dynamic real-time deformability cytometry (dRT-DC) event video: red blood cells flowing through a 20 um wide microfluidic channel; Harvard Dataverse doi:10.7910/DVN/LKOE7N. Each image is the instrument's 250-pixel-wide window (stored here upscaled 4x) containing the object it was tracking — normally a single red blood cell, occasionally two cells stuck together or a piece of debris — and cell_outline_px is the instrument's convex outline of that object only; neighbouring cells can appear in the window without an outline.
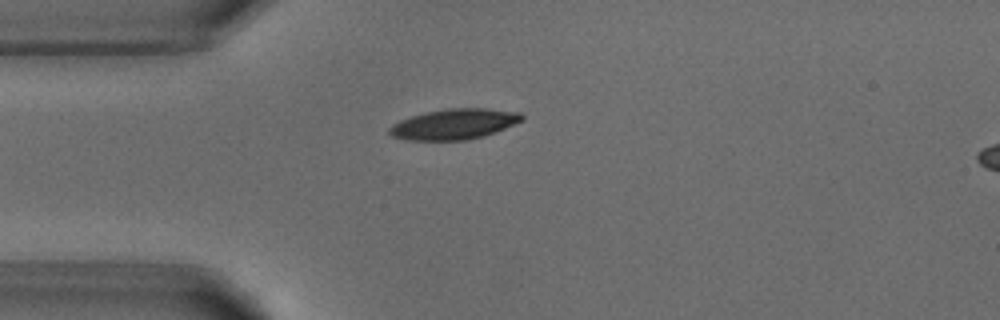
{"species": "common noctule bat (a hibernating species)", "species_latin": "Nyctalus noctula", "temperature_condition": "warm", "stored_images_in_passage": 5, "segment_of_instrument_passage": [1, 2], "camera_frame_rate_fps": 3000, "um_per_image_px": 0.085, "animal": {"sex": "male", "body_mass_g": 18.8}, "frame": {"image": 1, "passage_image": 4, "time_ms": 4.333, "image_size_px": [1000, 320], "cell_outline_px": [[524, 120], [484, 136], [468, 140], [404, 140], [392, 136], [388, 132], [388, 128], [392, 124], [400, 120], [424, 112], [448, 108], [484, 108], [520, 112], [524, 116]], "centroid_in_image_um": [38.59, 10.55], "position_along_channel_um": 46.4, "area_um2": 23.64}}